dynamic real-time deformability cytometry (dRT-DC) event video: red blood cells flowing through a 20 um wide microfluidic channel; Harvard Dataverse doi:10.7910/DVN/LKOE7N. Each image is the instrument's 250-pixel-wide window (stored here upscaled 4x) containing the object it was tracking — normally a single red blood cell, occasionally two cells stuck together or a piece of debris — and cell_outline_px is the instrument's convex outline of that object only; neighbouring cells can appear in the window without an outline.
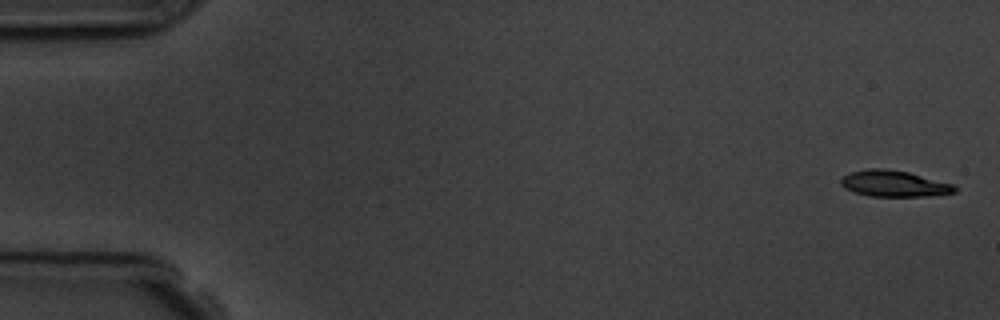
{"species": "common noctule bat (a hibernating species)", "species_latin": "Nyctalus noctula", "temperature_condition": "room temperature", "stored_images_in_passage": 5, "camera_frame_rate_fps": 3000, "um_per_image_px": 0.085, "animal": {"sex": "male", "body_mass_g": 19.5, "forearm_length_mm": 54.6}, "frame": {"image": 1, "passage_image": 1, "time_ms": 0.0, "image_size_px": [1000, 320], "cell_outline_px": [[956, 192], [924, 196], [868, 196], [844, 188], [840, 184], [840, 180], [844, 176], [852, 172], [872, 168], [884, 168], [908, 172], [952, 184], [956, 188]], "centroid_in_image_um": [75.96, 15.61], "position_along_channel_um": 9.0, "area_um2": 17.05}}
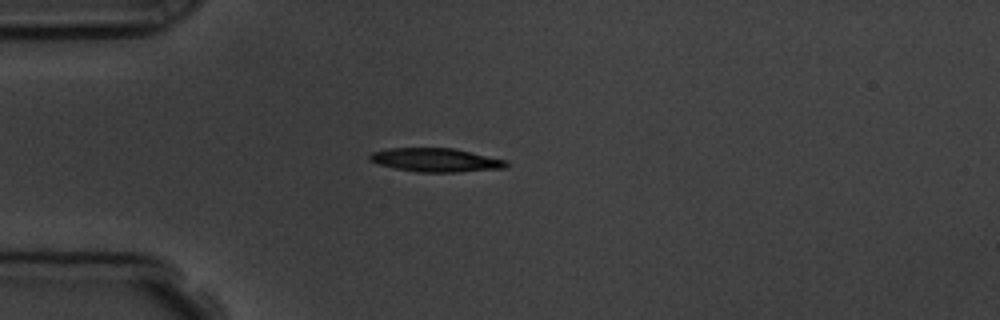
{"frame": {"image": 2, "passage_image": 5, "time_ms": 4.333, "image_size_px": [1000, 320], "cell_outline_px": [[508, 164], [504, 168], [456, 172], [420, 172], [396, 168], [380, 164], [368, 160], [368, 156], [372, 152], [388, 148], [452, 148], [508, 160]], "centroid_in_image_um": [37.04, 13.59], "position_along_channel_um": 48.0, "area_um2": 18.67}}